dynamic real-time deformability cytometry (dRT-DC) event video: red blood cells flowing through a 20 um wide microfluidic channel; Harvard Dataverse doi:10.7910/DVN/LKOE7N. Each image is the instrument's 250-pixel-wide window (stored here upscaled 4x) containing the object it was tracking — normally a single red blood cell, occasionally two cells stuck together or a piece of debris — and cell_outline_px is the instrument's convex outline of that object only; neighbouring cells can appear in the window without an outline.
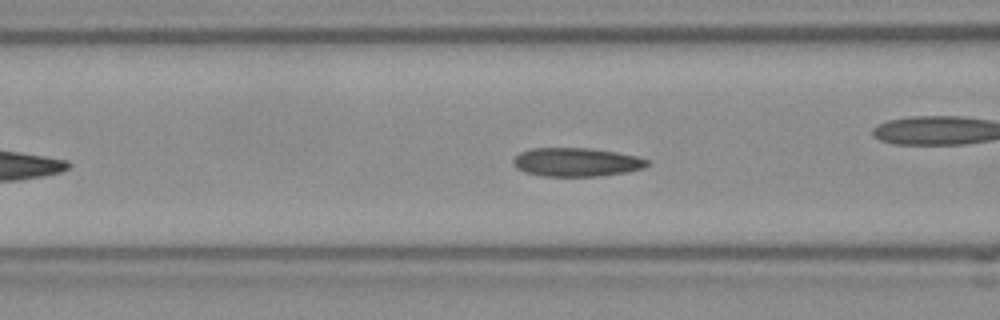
{"species": "Egyptian fruit bat (a non-hibernating species)", "species_latin": "Rousettus aegyptiacus", "temperature_condition": "room temperature", "stored_images_in_passage": 38, "camera_frame_rate_fps": 3000, "um_per_image_px": 0.085, "frame": {"image": 1, "passage_image": 12, "time_ms": 3.667, "image_size_px": [1000, 320], "cell_outline_px": [[648, 164], [644, 168], [628, 172], [600, 176], [544, 176], [524, 172], [516, 168], [512, 164], [512, 160], [520, 152], [532, 148], [588, 148], [616, 152], [636, 156], [648, 160]], "centroid_in_image_um": [48.97, 13.78], "position_along_channel_um": 117.6, "area_um2": 22.43}, "authors_computed_cell_mechanics": {"area_um2": 22.3397, "velocity_mm_per_s": 3.8173, "shape_relaxation_time_tau1_ms": 6.0498, "shape_relaxation_time_tau2_ms": 2.1975, "deformation_change_tau1": 0.1262, "deformation_change_tau2": 0.0787}}